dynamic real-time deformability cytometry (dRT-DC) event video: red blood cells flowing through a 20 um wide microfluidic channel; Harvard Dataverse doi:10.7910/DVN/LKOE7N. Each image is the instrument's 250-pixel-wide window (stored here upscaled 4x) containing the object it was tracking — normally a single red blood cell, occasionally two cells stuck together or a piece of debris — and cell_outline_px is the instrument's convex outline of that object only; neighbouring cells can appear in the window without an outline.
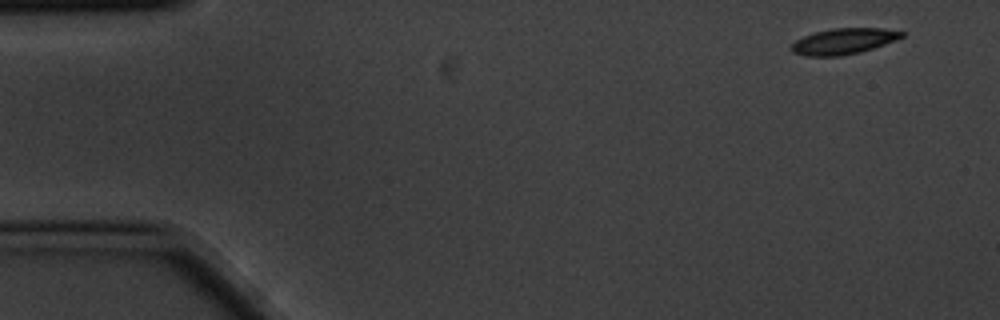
{"species": "common noctule bat (a hibernating species)", "species_latin": "Nyctalus noctula", "temperature_condition": "cold", "stored_images_in_passage": 4, "camera_frame_rate_fps": 3000, "um_per_image_px": 0.085, "animal": {"sex": "male", "body_mass_g": 20.1, "forearm_length_mm": 53.5}, "frame": {"image": 1, "passage_image": 1, "time_ms": 0.0, "image_size_px": [1000, 320], "cell_outline_px": [[904, 36], [896, 40], [860, 52], [840, 56], [804, 56], [792, 52], [788, 48], [796, 40], [804, 36], [816, 32], [832, 28], [884, 28], [904, 32]], "centroid_in_image_um": [71.68, 3.51], "position_along_channel_um": 13.3, "area_um2": 16.65}}